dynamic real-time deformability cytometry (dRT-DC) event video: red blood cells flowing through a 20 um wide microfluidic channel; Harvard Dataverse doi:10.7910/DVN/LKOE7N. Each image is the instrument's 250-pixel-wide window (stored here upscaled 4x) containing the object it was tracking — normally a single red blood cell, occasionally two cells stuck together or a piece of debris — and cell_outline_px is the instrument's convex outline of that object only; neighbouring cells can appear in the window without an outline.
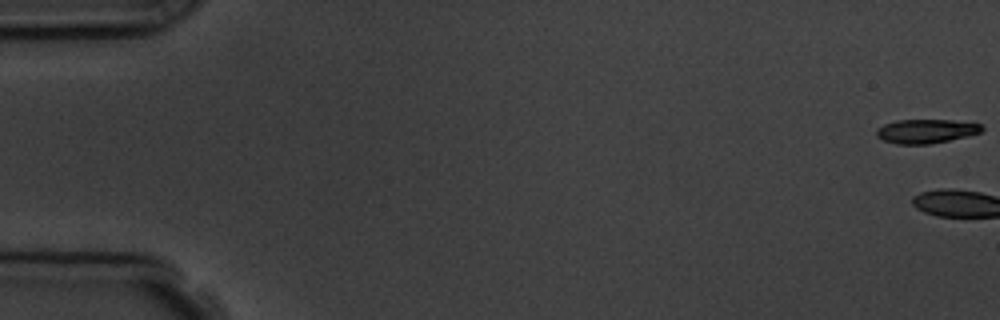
{"species": "common noctule bat (a hibernating species)", "species_latin": "Nyctalus noctula", "temperature_condition": "room temperature", "stored_images_in_passage": 6, "camera_frame_rate_fps": 3000, "um_per_image_px": 0.085, "animal": {"sex": "male", "body_mass_g": 19.5, "forearm_length_mm": 54.6}, "frame": {"image": 1, "passage_image": 1, "time_ms": 0.0, "image_size_px": [1000, 320], "cell_outline_px": [[984, 128], [980, 132], [968, 136], [928, 144], [896, 144], [884, 140], [876, 136], [876, 128], [884, 124], [896, 120], [952, 120], [980, 124]], "centroid_in_image_um": [78.68, 11.15], "position_along_channel_um": 6.3, "area_um2": 14.68}}